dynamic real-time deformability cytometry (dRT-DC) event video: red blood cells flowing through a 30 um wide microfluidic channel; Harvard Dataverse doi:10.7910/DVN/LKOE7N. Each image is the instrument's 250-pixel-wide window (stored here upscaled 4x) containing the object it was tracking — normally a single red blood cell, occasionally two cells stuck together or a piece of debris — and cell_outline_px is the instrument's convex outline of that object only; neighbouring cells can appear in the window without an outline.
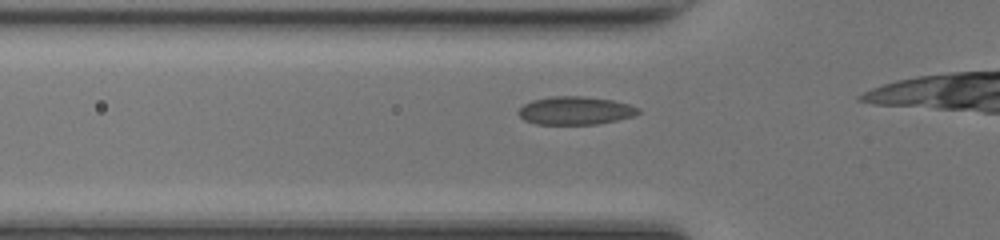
{"species": "common noctule bat (a hibernating species)", "species_latin": "Nyctalus noctula", "temperature_condition": "room temperature", "stored_images_in_passage": 9, "camera_frame_rate_fps": 3000, "um_per_image_px": 0.085, "animal": {"sex": "female", "body_mass_g": 17.0, "forearm_length_mm": 48.0}, "frame": {"image": 1, "passage_image": 4, "time_ms": 1.0, "image_size_px": [1000, 240], "cell_outline_px": [[640, 112], [632, 116], [616, 120], [596, 124], [536, 124], [524, 120], [516, 112], [524, 104], [532, 100], [552, 96], [580, 96], [612, 100], [628, 104], [640, 108]], "centroid_in_image_um": [48.87, 9.4], "position_along_channel_um": 76.9, "area_um2": 19.54}}
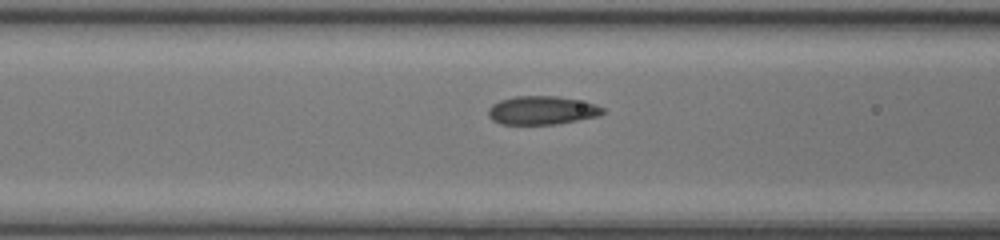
{"frame": {"image": 2, "passage_image": 7, "time_ms": 2.0, "image_size_px": [1000, 240], "cell_outline_px": [[604, 112], [600, 116], [556, 124], [500, 124], [492, 120], [488, 116], [488, 108], [492, 104], [500, 100], [516, 96], [556, 96], [596, 104], [604, 108]], "centroid_in_image_um": [46.05, 9.38], "position_along_channel_um": 120.6, "area_um2": 19.02}}